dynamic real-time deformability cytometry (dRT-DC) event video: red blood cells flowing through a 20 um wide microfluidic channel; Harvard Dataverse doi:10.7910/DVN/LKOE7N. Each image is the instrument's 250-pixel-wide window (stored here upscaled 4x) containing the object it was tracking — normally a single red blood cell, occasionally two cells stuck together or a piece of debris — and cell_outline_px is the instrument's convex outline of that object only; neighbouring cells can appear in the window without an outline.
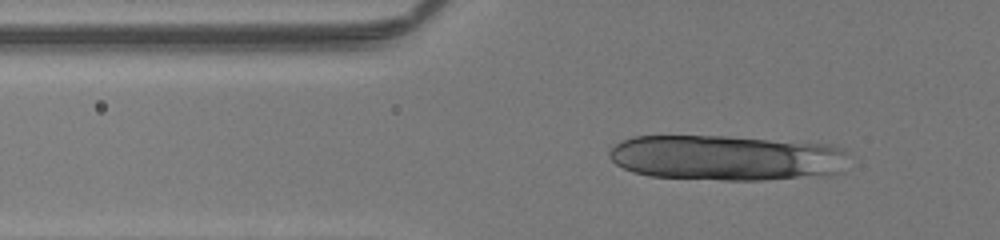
{"species": "human", "species_latin": "Homo sapiens", "temperature_condition": "room temperature", "stored_images_in_passage": 51, "camera_frame_rate_fps": 3000, "um_per_image_px": 0.085, "donor": {"sex": "male"}, "frame": {"image": 1, "passage_image": 24, "time_ms": 7.667, "image_size_px": [1000, 240], "cell_outline_px": [[852, 152], [840, 172], [764, 180], [724, 180], [652, 176], [632, 172], [616, 164], [608, 156], [608, 152], [620, 140], [632, 136], [728, 136], [832, 144], [844, 148]], "centroid_in_image_um": [61.75, 13.39], "position_along_channel_um": 64.0, "area_um2": 63.64}}